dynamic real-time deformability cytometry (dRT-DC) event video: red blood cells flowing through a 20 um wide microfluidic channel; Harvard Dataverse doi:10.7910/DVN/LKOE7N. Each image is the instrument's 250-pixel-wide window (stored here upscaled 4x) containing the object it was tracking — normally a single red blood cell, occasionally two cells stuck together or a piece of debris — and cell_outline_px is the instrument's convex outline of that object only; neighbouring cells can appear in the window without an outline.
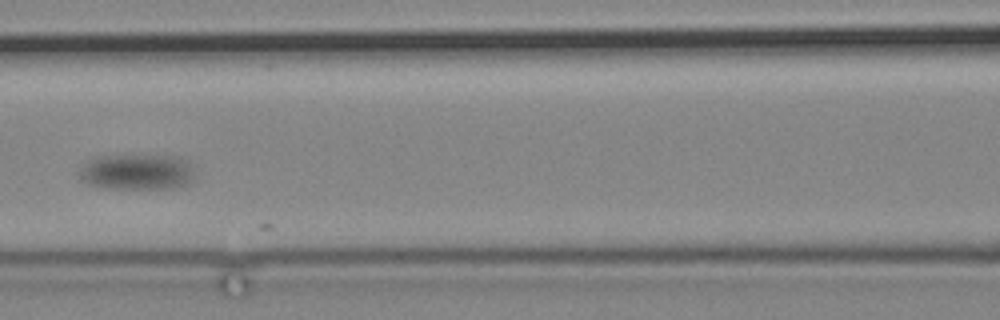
{"species": "common noctule bat (a hibernating species)", "species_latin": "Nyctalus noctula", "temperature_condition": "cold", "stored_images_in_passage": 7, "camera_frame_rate_fps": 3000, "um_per_image_px": 0.085, "animal": {"sex": "male", "body_mass_g": 19.2, "forearm_length_mm": 51.8}, "frame": {"image": 1, "passage_image": 6, "time_ms": 5.667, "image_size_px": [1000, 320], "cell_outline_px": [[192, 180], [188, 184], [176, 188], [112, 188], [88, 184], [80, 180], [80, 168], [92, 156], [132, 152], [176, 156], [188, 160], [192, 176]], "centroid_in_image_um": [11.6, 14.54], "position_along_channel_um": 155.0, "area_um2": 25.03}}